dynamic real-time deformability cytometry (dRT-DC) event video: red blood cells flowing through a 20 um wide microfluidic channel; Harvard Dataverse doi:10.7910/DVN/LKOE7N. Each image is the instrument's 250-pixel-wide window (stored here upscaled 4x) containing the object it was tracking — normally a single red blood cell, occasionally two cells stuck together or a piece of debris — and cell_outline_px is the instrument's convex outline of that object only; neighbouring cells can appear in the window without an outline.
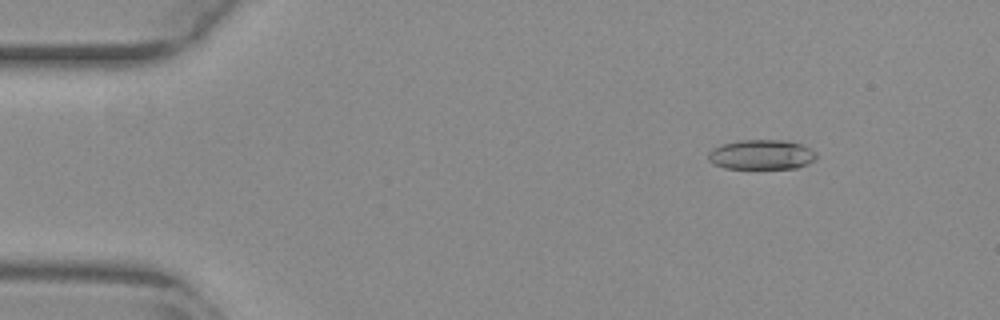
{"species": "common noctule bat (a hibernating species)", "species_latin": "Nyctalus noctula", "temperature_condition": "warm", "stored_images_in_passage": 54, "camera_frame_rate_fps": 3000, "um_per_image_px": 0.085, "animal": {"sex": "female", "body_mass_g": 29.2, "forearm_length_mm": 56.3}, "frame": {"image": 1, "passage_image": 7, "time_ms": 2.0, "image_size_px": [1000, 320], "cell_outline_px": [[816, 160], [808, 164], [796, 168], [724, 168], [712, 164], [708, 160], [708, 152], [712, 148], [720, 144], [740, 140], [788, 140], [800, 144], [816, 152]], "centroid_in_image_um": [64.7, 13.14], "position_along_channel_um": 20.3, "area_um2": 18.96}}
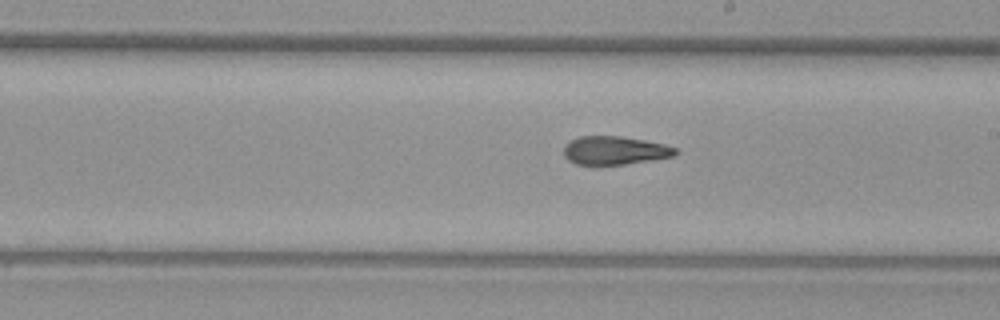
{"frame": {"image": 2, "passage_image": 31, "time_ms": 10.0, "image_size_px": [1000, 320], "cell_outline_px": [[680, 152], [676, 156], [652, 160], [596, 168], [592, 168], [576, 164], [568, 160], [564, 156], [564, 144], [580, 136], [620, 136], [644, 140], [664, 144], [676, 148]], "centroid_in_image_um": [52.23, 12.83], "position_along_channel_um": 236.8, "area_um2": 19.25}}
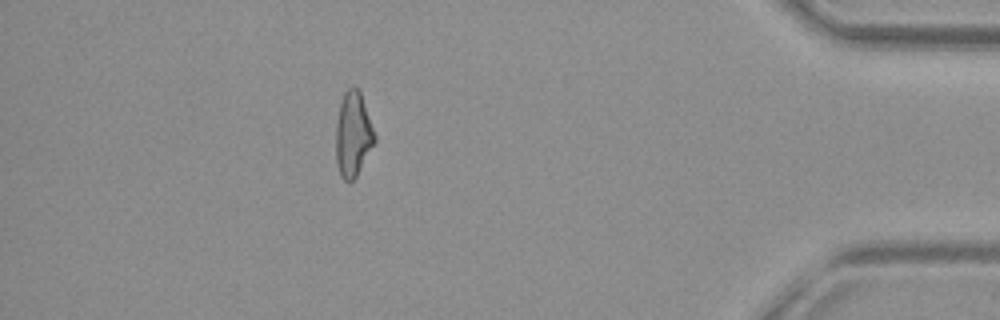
{"frame": {"image": 3, "passage_image": 48, "time_ms": 15.667, "image_size_px": [1000, 320], "cell_outline_px": [[376, 140], [356, 176], [348, 184], [340, 176], [336, 164], [336, 124], [340, 104], [344, 92], [352, 84], [356, 84], [360, 92], [376, 136]], "centroid_in_image_um": [29.99, 11.41], "position_along_channel_um": 405.2, "area_um2": 19.19}, "authors_computed_cell_mechanics": {"area_um2": 19.3341, "velocity_mm_per_s": 3.861, "shape_relaxation_time_tau1_ms": 10.1109, "shape_relaxation_time_tau2_ms": 3.6521, "deformation_change_tau1": 0.2644, "deformation_change_tau2": 0.134}}